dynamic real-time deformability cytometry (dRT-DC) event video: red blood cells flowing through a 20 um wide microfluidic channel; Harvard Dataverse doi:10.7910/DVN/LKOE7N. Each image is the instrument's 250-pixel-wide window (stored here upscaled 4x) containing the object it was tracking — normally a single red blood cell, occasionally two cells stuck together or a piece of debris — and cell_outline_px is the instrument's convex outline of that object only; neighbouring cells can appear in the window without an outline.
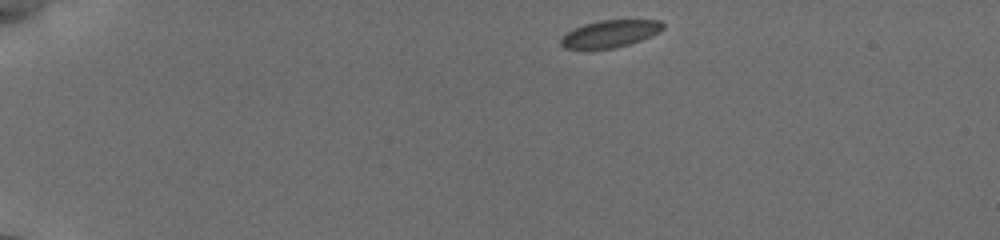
{"species": "common noctule bat (a hibernating species)", "species_latin": "Nyctalus noctula", "temperature_condition": "cold", "stored_images_in_passage": 31, "camera_frame_rate_fps": 3000, "um_per_image_px": 0.085, "animal": {"sex": "female", "body_mass_g": 19.5, "forearm_length_mm": 54.1}, "frame": {"image": 1, "passage_image": 1, "time_ms": 0.0, "image_size_px": [1000, 240], "cell_outline_px": [[664, 28], [660, 32], [640, 40], [616, 48], [564, 48], [560, 44], [560, 40], [568, 32], [584, 24], [600, 20], [660, 20], [664, 24]], "centroid_in_image_um": [51.9, 2.85], "position_along_channel_um": 33.1, "area_um2": 15.9}}
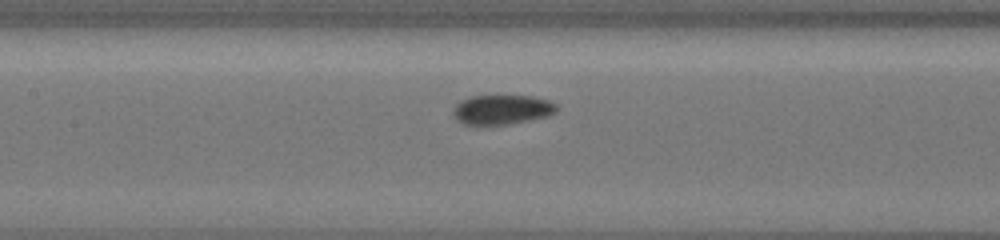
{"frame": {"image": 2, "passage_image": 14, "time_ms": 5.667, "image_size_px": [1000, 240], "cell_outline_px": [[556, 112], [544, 116], [508, 124], [464, 124], [456, 120], [452, 112], [456, 104], [460, 100], [472, 96], [496, 92], [532, 96], [548, 100], [556, 104]], "centroid_in_image_um": [42.61, 9.24], "position_along_channel_um": 164.8, "area_um2": 18.38}}
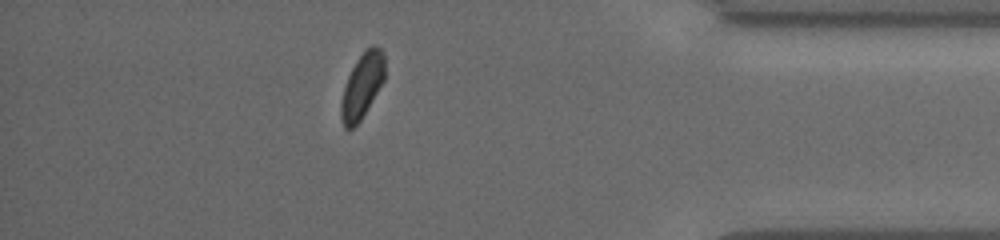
{"frame": {"image": 3, "passage_image": 27, "time_ms": 12.667, "image_size_px": [1000, 240], "cell_outline_px": [[384, 80], [360, 120], [352, 128], [344, 128], [340, 116], [340, 104], [344, 88], [348, 76], [356, 60], [364, 48], [372, 44], [376, 44], [384, 52]], "centroid_in_image_um": [30.78, 7.23], "position_along_channel_um": 404.4, "area_um2": 16.53}, "authors_computed_cell_mechanics": {"area_um2": 17.1088, "velocity_mm_per_s": 3.8051, "shape_relaxation_time_tau1_ms": 1.5488, "shape_relaxation_time_tau2_ms": 5.8331, "deformation_change_tau1": 0.0458, "deformation_change_tau2": 0.0802}}